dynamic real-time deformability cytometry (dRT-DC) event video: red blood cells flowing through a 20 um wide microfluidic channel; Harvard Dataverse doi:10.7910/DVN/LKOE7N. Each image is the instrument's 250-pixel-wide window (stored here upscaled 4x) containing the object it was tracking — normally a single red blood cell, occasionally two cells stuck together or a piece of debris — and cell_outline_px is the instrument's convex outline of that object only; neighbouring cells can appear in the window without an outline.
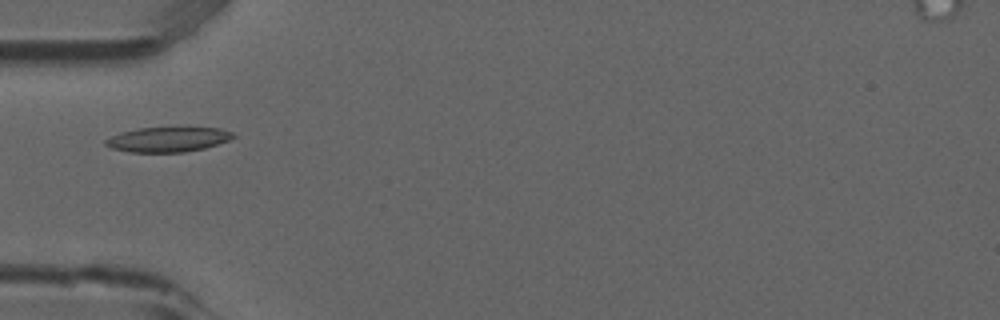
{"species": "common noctule bat (a hibernating species)", "species_latin": "Nyctalus noctula", "temperature_condition": "room temperature", "stored_images_in_passage": 3, "camera_frame_rate_fps": 3000, "um_per_image_px": 0.085, "animal": {"sex": "male", "forearm_length_mm": 52.5}, "frame": {"image": 1, "passage_image": 3, "time_ms": 0.667, "image_size_px": [1000, 320], "cell_outline_px": [[236, 136], [228, 140], [204, 148], [184, 152], [128, 152], [112, 148], [104, 144], [104, 140], [120, 132], [140, 128], [180, 124], [220, 128], [232, 132]], "centroid_in_image_um": [14.3, 11.79], "position_along_channel_um": 70.7, "area_um2": 19.42}}